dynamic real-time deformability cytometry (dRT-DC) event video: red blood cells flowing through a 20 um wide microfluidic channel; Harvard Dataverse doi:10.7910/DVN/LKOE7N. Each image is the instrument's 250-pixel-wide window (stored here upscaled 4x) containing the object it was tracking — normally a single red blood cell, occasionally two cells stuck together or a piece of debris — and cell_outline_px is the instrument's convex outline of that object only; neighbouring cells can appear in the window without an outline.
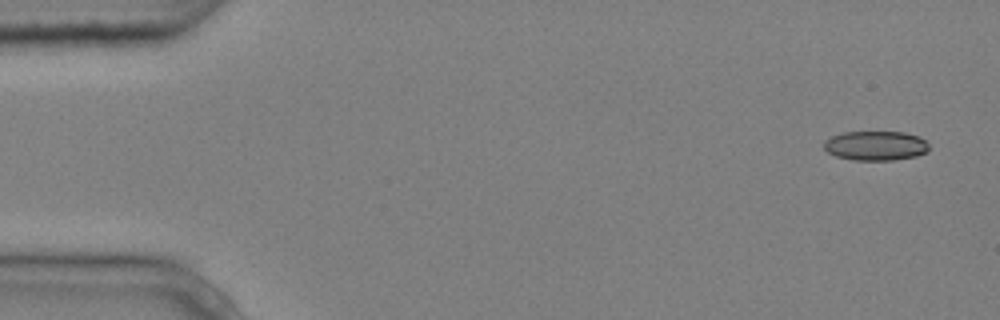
{"species": "common noctule bat (a hibernating species)", "species_latin": "Nyctalus noctula", "temperature_condition": "cold", "stored_images_in_passage": 4, "camera_frame_rate_fps": 3000, "um_per_image_px": 0.085, "animal": {"sex": "male", "body_mass_g": 20.4}, "frame": {"image": 1, "passage_image": 1, "time_ms": 0.0, "image_size_px": [1000, 320], "cell_outline_px": [[928, 152], [916, 156], [892, 160], [852, 160], [836, 156], [828, 152], [824, 148], [824, 140], [832, 136], [844, 132], [904, 132], [920, 136], [928, 144]], "centroid_in_image_um": [74.44, 12.38], "position_along_channel_um": 10.6, "area_um2": 18.09}}
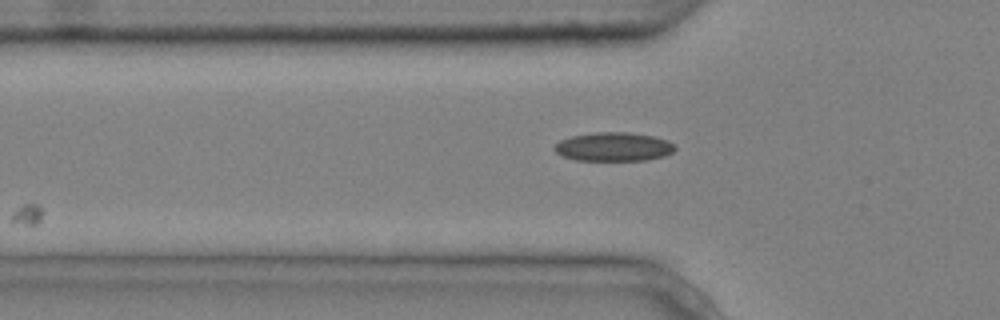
{"frame": {"image": 2, "passage_image": 4, "time_ms": 1.0, "image_size_px": [1000, 320], "cell_outline_px": [[676, 148], [672, 152], [664, 156], [644, 160], [576, 160], [560, 156], [552, 148], [560, 140], [572, 136], [596, 132], [628, 132], [652, 136], [668, 140], [676, 144]], "centroid_in_image_um": [52.15, 12.47], "position_along_channel_um": 73.6, "area_um2": 20.29}}